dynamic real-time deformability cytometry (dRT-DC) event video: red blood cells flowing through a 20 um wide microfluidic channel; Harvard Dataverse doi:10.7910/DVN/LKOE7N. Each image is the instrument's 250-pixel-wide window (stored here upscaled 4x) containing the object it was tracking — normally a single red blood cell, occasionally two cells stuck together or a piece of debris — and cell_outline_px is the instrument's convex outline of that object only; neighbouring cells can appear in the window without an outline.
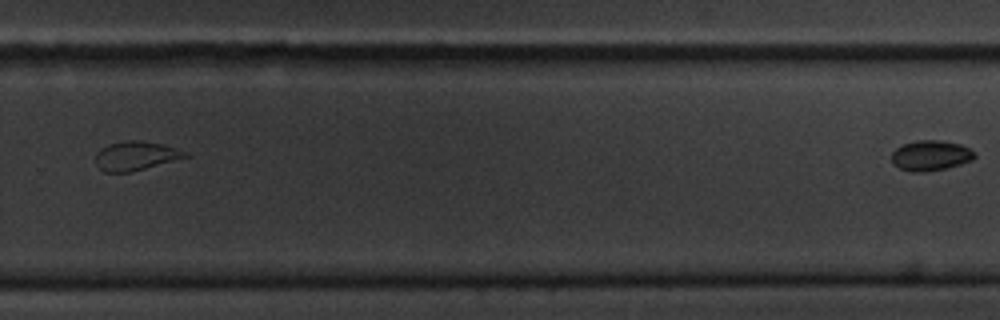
{"species": "common noctule bat (a hibernating species)", "species_latin": "Nyctalus noctula", "temperature_condition": "cold", "stored_images_in_passage": 10, "segment_of_instrument_passage": [2, 2], "camera_frame_rate_fps": 3000, "um_per_image_px": 0.085, "animal": {"sex": "male", "body_mass_g": 20.1, "forearm_length_mm": 53.5}, "frame": {"image": 1, "passage_image": 10, "time_ms": 11.667, "image_size_px": [1000, 320], "cell_outline_px": [[976, 156], [972, 160], [948, 168], [920, 172], [912, 172], [900, 168], [892, 164], [892, 152], [896, 148], [904, 144], [916, 140], [940, 140], [960, 144], [976, 152]], "centroid_in_image_um": [79.11, 13.22], "position_along_channel_um": 250.7, "area_um2": 14.68}}